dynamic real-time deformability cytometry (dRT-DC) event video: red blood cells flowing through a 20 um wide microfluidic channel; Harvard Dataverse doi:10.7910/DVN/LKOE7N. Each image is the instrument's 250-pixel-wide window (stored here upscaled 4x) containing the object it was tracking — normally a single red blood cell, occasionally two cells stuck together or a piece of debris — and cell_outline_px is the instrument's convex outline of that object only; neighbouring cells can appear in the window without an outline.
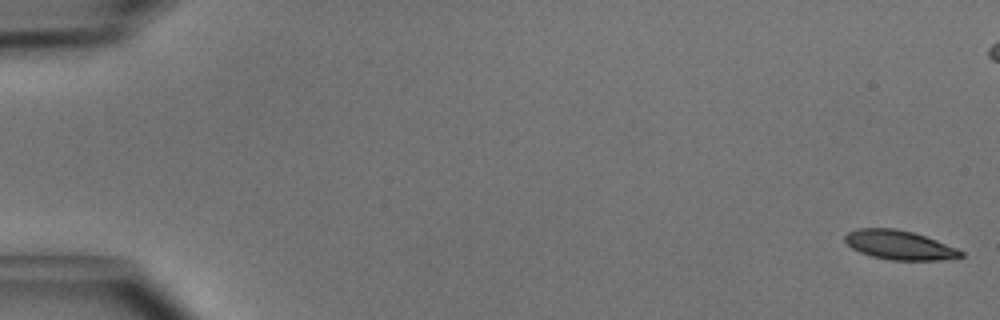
{"species": "common noctule bat (a hibernating species)", "species_latin": "Nyctalus noctula", "temperature_condition": "cold", "stored_images_in_passage": 51, "camera_frame_rate_fps": 3000, "um_per_image_px": 0.085, "animal": {"sex": "male", "body_mass_g": 15.6}, "frame": {"image": 1, "passage_image": 1, "time_ms": 0.0, "image_size_px": [1000, 320], "cell_outline_px": [[964, 256], [940, 260], [892, 260], [872, 256], [860, 252], [852, 248], [844, 240], [844, 236], [848, 232], [856, 228], [896, 228], [912, 232], [936, 240], [956, 248], [964, 252]], "centroid_in_image_um": [76.42, 20.82], "position_along_channel_um": 8.6, "area_um2": 19.59}}
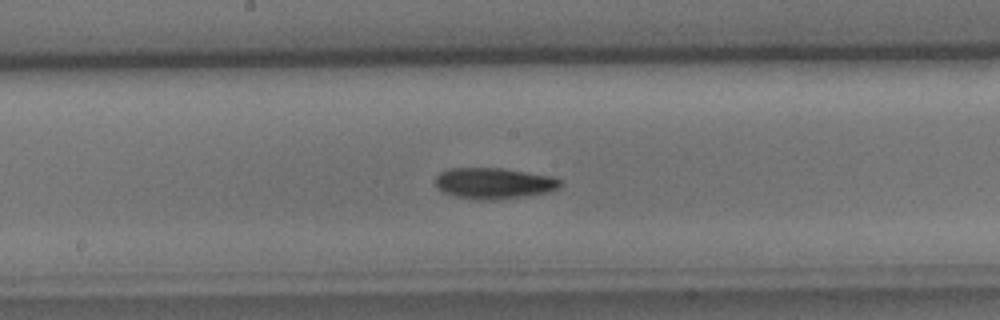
{"frame": {"image": 2, "passage_image": 27, "time_ms": 8.667, "image_size_px": [1000, 320], "cell_outline_px": [[560, 188], [548, 192], [492, 200], [476, 200], [456, 196], [444, 192], [436, 184], [436, 176], [440, 172], [448, 168], [500, 168], [552, 176], [560, 180]], "centroid_in_image_um": [41.97, 15.57], "position_along_channel_um": 206.2, "area_um2": 22.31}}
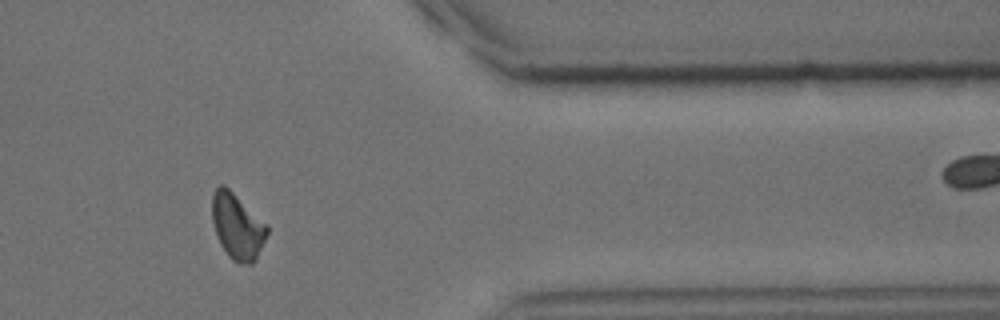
{"frame": {"image": 3, "passage_image": 42, "time_ms": 13.667, "image_size_px": [1000, 320], "cell_outline_px": [[268, 232], [256, 260], [252, 264], [236, 264], [228, 256], [220, 244], [216, 236], [212, 220], [212, 196], [216, 188], [220, 184], [224, 184], [268, 224]], "centroid_in_image_um": [20.17, 19.26], "position_along_channel_um": 391.2, "area_um2": 21.33}, "authors_computed_cell_mechanics": {"area_um2": 20.808, "velocity_mm_per_s": 4.0313, "shape_relaxation_time_tau1_ms": 2.7339, "shape_relaxation_time_tau2_ms": null, "deformation_change_tau1": 0.1189, "deformation_change_tau2": null}}